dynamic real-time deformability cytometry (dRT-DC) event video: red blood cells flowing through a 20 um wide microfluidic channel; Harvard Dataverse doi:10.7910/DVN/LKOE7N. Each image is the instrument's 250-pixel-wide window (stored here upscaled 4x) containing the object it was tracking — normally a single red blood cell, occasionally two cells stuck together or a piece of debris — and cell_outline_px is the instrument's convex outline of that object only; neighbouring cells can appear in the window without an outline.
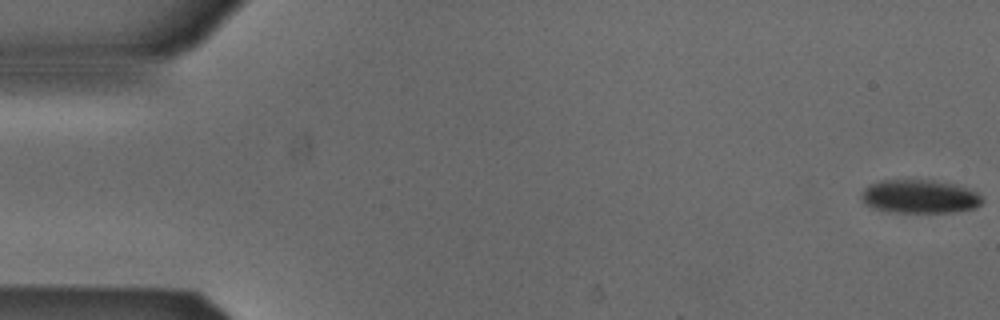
{"species": "Egyptian fruit bat (a non-hibernating species)", "species_latin": "Rousettus aegyptiacus", "temperature_condition": "cold", "stored_images_in_passage": 8, "camera_frame_rate_fps": 3000, "um_per_image_px": 0.085, "animal": {"sex": "male"}, "frame": {"image": 1, "passage_image": 1, "time_ms": 0.0, "image_size_px": [1000, 320], "cell_outline_px": [[984, 200], [976, 208], [956, 212], [888, 212], [872, 208], [864, 204], [860, 200], [860, 196], [864, 188], [868, 184], [880, 180], [932, 180], [952, 184], [976, 192]], "centroid_in_image_um": [78.1, 16.71], "position_along_channel_um": 6.9, "area_um2": 23.76}}